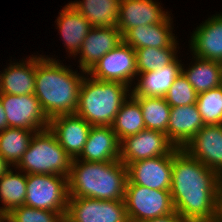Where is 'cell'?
<instances>
[{"instance_id": "cell-1", "label": "cell", "mask_w": 222, "mask_h": 222, "mask_svg": "<svg viewBox=\"0 0 222 222\" xmlns=\"http://www.w3.org/2000/svg\"><path fill=\"white\" fill-rule=\"evenodd\" d=\"M219 178L184 149L175 147L170 189L174 210L187 222H213Z\"/></svg>"}, {"instance_id": "cell-2", "label": "cell", "mask_w": 222, "mask_h": 222, "mask_svg": "<svg viewBox=\"0 0 222 222\" xmlns=\"http://www.w3.org/2000/svg\"><path fill=\"white\" fill-rule=\"evenodd\" d=\"M51 58L36 57L35 92L49 119L75 114L84 76Z\"/></svg>"}, {"instance_id": "cell-3", "label": "cell", "mask_w": 222, "mask_h": 222, "mask_svg": "<svg viewBox=\"0 0 222 222\" xmlns=\"http://www.w3.org/2000/svg\"><path fill=\"white\" fill-rule=\"evenodd\" d=\"M127 180V167L120 160L95 163L75 158L67 177L68 195L69 198L124 200Z\"/></svg>"}, {"instance_id": "cell-4", "label": "cell", "mask_w": 222, "mask_h": 222, "mask_svg": "<svg viewBox=\"0 0 222 222\" xmlns=\"http://www.w3.org/2000/svg\"><path fill=\"white\" fill-rule=\"evenodd\" d=\"M128 85L84 77L76 114L92 126H111L127 100Z\"/></svg>"}, {"instance_id": "cell-5", "label": "cell", "mask_w": 222, "mask_h": 222, "mask_svg": "<svg viewBox=\"0 0 222 222\" xmlns=\"http://www.w3.org/2000/svg\"><path fill=\"white\" fill-rule=\"evenodd\" d=\"M73 159L49 129L35 132L16 168L25 174H55L68 177Z\"/></svg>"}, {"instance_id": "cell-6", "label": "cell", "mask_w": 222, "mask_h": 222, "mask_svg": "<svg viewBox=\"0 0 222 222\" xmlns=\"http://www.w3.org/2000/svg\"><path fill=\"white\" fill-rule=\"evenodd\" d=\"M68 199L66 176L55 174H27L25 206L60 212L66 217Z\"/></svg>"}, {"instance_id": "cell-7", "label": "cell", "mask_w": 222, "mask_h": 222, "mask_svg": "<svg viewBox=\"0 0 222 222\" xmlns=\"http://www.w3.org/2000/svg\"><path fill=\"white\" fill-rule=\"evenodd\" d=\"M124 202L129 222L163 217L175 211L170 190H153L133 183H126Z\"/></svg>"}, {"instance_id": "cell-8", "label": "cell", "mask_w": 222, "mask_h": 222, "mask_svg": "<svg viewBox=\"0 0 222 222\" xmlns=\"http://www.w3.org/2000/svg\"><path fill=\"white\" fill-rule=\"evenodd\" d=\"M8 127L41 131L49 128L50 119L43 111L41 103L33 94H0Z\"/></svg>"}, {"instance_id": "cell-9", "label": "cell", "mask_w": 222, "mask_h": 222, "mask_svg": "<svg viewBox=\"0 0 222 222\" xmlns=\"http://www.w3.org/2000/svg\"><path fill=\"white\" fill-rule=\"evenodd\" d=\"M65 222H129L124 200L69 198Z\"/></svg>"}, {"instance_id": "cell-10", "label": "cell", "mask_w": 222, "mask_h": 222, "mask_svg": "<svg viewBox=\"0 0 222 222\" xmlns=\"http://www.w3.org/2000/svg\"><path fill=\"white\" fill-rule=\"evenodd\" d=\"M93 79L120 82L129 86L138 75L136 51L124 42L106 53L88 72Z\"/></svg>"}, {"instance_id": "cell-11", "label": "cell", "mask_w": 222, "mask_h": 222, "mask_svg": "<svg viewBox=\"0 0 222 222\" xmlns=\"http://www.w3.org/2000/svg\"><path fill=\"white\" fill-rule=\"evenodd\" d=\"M174 148L165 133L145 129L121 140L119 160L127 165L138 160L168 155Z\"/></svg>"}, {"instance_id": "cell-12", "label": "cell", "mask_w": 222, "mask_h": 222, "mask_svg": "<svg viewBox=\"0 0 222 222\" xmlns=\"http://www.w3.org/2000/svg\"><path fill=\"white\" fill-rule=\"evenodd\" d=\"M173 150L168 155L138 160L126 165L127 183L153 190H170L172 185Z\"/></svg>"}, {"instance_id": "cell-13", "label": "cell", "mask_w": 222, "mask_h": 222, "mask_svg": "<svg viewBox=\"0 0 222 222\" xmlns=\"http://www.w3.org/2000/svg\"><path fill=\"white\" fill-rule=\"evenodd\" d=\"M183 149L222 176V124L205 125Z\"/></svg>"}, {"instance_id": "cell-14", "label": "cell", "mask_w": 222, "mask_h": 222, "mask_svg": "<svg viewBox=\"0 0 222 222\" xmlns=\"http://www.w3.org/2000/svg\"><path fill=\"white\" fill-rule=\"evenodd\" d=\"M92 125L75 114L58 115L50 119L49 129L72 159L78 158Z\"/></svg>"}, {"instance_id": "cell-15", "label": "cell", "mask_w": 222, "mask_h": 222, "mask_svg": "<svg viewBox=\"0 0 222 222\" xmlns=\"http://www.w3.org/2000/svg\"><path fill=\"white\" fill-rule=\"evenodd\" d=\"M123 42L122 33L117 26L92 27L85 37L80 54V68L86 74L109 51Z\"/></svg>"}, {"instance_id": "cell-16", "label": "cell", "mask_w": 222, "mask_h": 222, "mask_svg": "<svg viewBox=\"0 0 222 222\" xmlns=\"http://www.w3.org/2000/svg\"><path fill=\"white\" fill-rule=\"evenodd\" d=\"M204 126L196 104L171 107L167 138L175 147L183 149Z\"/></svg>"}, {"instance_id": "cell-17", "label": "cell", "mask_w": 222, "mask_h": 222, "mask_svg": "<svg viewBox=\"0 0 222 222\" xmlns=\"http://www.w3.org/2000/svg\"><path fill=\"white\" fill-rule=\"evenodd\" d=\"M152 0H121L118 10L117 28L122 36L131 28L139 25L157 24L167 18Z\"/></svg>"}, {"instance_id": "cell-18", "label": "cell", "mask_w": 222, "mask_h": 222, "mask_svg": "<svg viewBox=\"0 0 222 222\" xmlns=\"http://www.w3.org/2000/svg\"><path fill=\"white\" fill-rule=\"evenodd\" d=\"M120 144L116 133L111 126H92L78 156L86 162H110L120 158Z\"/></svg>"}, {"instance_id": "cell-19", "label": "cell", "mask_w": 222, "mask_h": 222, "mask_svg": "<svg viewBox=\"0 0 222 222\" xmlns=\"http://www.w3.org/2000/svg\"><path fill=\"white\" fill-rule=\"evenodd\" d=\"M171 17L157 24L139 25L129 29L123 36V42L134 50L139 48L176 47V39L171 33Z\"/></svg>"}, {"instance_id": "cell-20", "label": "cell", "mask_w": 222, "mask_h": 222, "mask_svg": "<svg viewBox=\"0 0 222 222\" xmlns=\"http://www.w3.org/2000/svg\"><path fill=\"white\" fill-rule=\"evenodd\" d=\"M191 37L195 57L222 62V15L208 18Z\"/></svg>"}, {"instance_id": "cell-21", "label": "cell", "mask_w": 222, "mask_h": 222, "mask_svg": "<svg viewBox=\"0 0 222 222\" xmlns=\"http://www.w3.org/2000/svg\"><path fill=\"white\" fill-rule=\"evenodd\" d=\"M182 73V65L177 58L162 69L141 73V80L133 88L132 96L164 97L174 80Z\"/></svg>"}, {"instance_id": "cell-22", "label": "cell", "mask_w": 222, "mask_h": 222, "mask_svg": "<svg viewBox=\"0 0 222 222\" xmlns=\"http://www.w3.org/2000/svg\"><path fill=\"white\" fill-rule=\"evenodd\" d=\"M36 56L27 63H14L0 74V94L26 95L35 92Z\"/></svg>"}, {"instance_id": "cell-23", "label": "cell", "mask_w": 222, "mask_h": 222, "mask_svg": "<svg viewBox=\"0 0 222 222\" xmlns=\"http://www.w3.org/2000/svg\"><path fill=\"white\" fill-rule=\"evenodd\" d=\"M57 24L70 54H78L85 37L92 29L90 22L69 3L60 12Z\"/></svg>"}, {"instance_id": "cell-24", "label": "cell", "mask_w": 222, "mask_h": 222, "mask_svg": "<svg viewBox=\"0 0 222 222\" xmlns=\"http://www.w3.org/2000/svg\"><path fill=\"white\" fill-rule=\"evenodd\" d=\"M121 0H83L70 3L92 25V27L117 26Z\"/></svg>"}, {"instance_id": "cell-25", "label": "cell", "mask_w": 222, "mask_h": 222, "mask_svg": "<svg viewBox=\"0 0 222 222\" xmlns=\"http://www.w3.org/2000/svg\"><path fill=\"white\" fill-rule=\"evenodd\" d=\"M194 66L189 70L182 68L183 75L193 86L197 94L222 85V62L198 57Z\"/></svg>"}, {"instance_id": "cell-26", "label": "cell", "mask_w": 222, "mask_h": 222, "mask_svg": "<svg viewBox=\"0 0 222 222\" xmlns=\"http://www.w3.org/2000/svg\"><path fill=\"white\" fill-rule=\"evenodd\" d=\"M129 96L130 100L122 104L111 125L120 141L146 129L139 102L132 95Z\"/></svg>"}, {"instance_id": "cell-27", "label": "cell", "mask_w": 222, "mask_h": 222, "mask_svg": "<svg viewBox=\"0 0 222 222\" xmlns=\"http://www.w3.org/2000/svg\"><path fill=\"white\" fill-rule=\"evenodd\" d=\"M32 132L36 131L11 127L0 132V155L9 165L17 166L22 160L34 135Z\"/></svg>"}, {"instance_id": "cell-28", "label": "cell", "mask_w": 222, "mask_h": 222, "mask_svg": "<svg viewBox=\"0 0 222 222\" xmlns=\"http://www.w3.org/2000/svg\"><path fill=\"white\" fill-rule=\"evenodd\" d=\"M27 192V174H13L8 169L0 177V199L4 207L0 208V212L8 214L12 209L24 205Z\"/></svg>"}, {"instance_id": "cell-29", "label": "cell", "mask_w": 222, "mask_h": 222, "mask_svg": "<svg viewBox=\"0 0 222 222\" xmlns=\"http://www.w3.org/2000/svg\"><path fill=\"white\" fill-rule=\"evenodd\" d=\"M140 104L146 129L161 131L167 136L171 106L164 97L133 96Z\"/></svg>"}, {"instance_id": "cell-30", "label": "cell", "mask_w": 222, "mask_h": 222, "mask_svg": "<svg viewBox=\"0 0 222 222\" xmlns=\"http://www.w3.org/2000/svg\"><path fill=\"white\" fill-rule=\"evenodd\" d=\"M177 47L167 48H139L136 49L138 74L162 69L176 59L175 51Z\"/></svg>"}, {"instance_id": "cell-31", "label": "cell", "mask_w": 222, "mask_h": 222, "mask_svg": "<svg viewBox=\"0 0 222 222\" xmlns=\"http://www.w3.org/2000/svg\"><path fill=\"white\" fill-rule=\"evenodd\" d=\"M196 106L205 125L222 124V85L197 94Z\"/></svg>"}, {"instance_id": "cell-32", "label": "cell", "mask_w": 222, "mask_h": 222, "mask_svg": "<svg viewBox=\"0 0 222 222\" xmlns=\"http://www.w3.org/2000/svg\"><path fill=\"white\" fill-rule=\"evenodd\" d=\"M7 222H65V217L60 212L22 205L7 214Z\"/></svg>"}, {"instance_id": "cell-33", "label": "cell", "mask_w": 222, "mask_h": 222, "mask_svg": "<svg viewBox=\"0 0 222 222\" xmlns=\"http://www.w3.org/2000/svg\"><path fill=\"white\" fill-rule=\"evenodd\" d=\"M171 107L196 104L197 93L187 78L181 73L164 96Z\"/></svg>"}, {"instance_id": "cell-34", "label": "cell", "mask_w": 222, "mask_h": 222, "mask_svg": "<svg viewBox=\"0 0 222 222\" xmlns=\"http://www.w3.org/2000/svg\"><path fill=\"white\" fill-rule=\"evenodd\" d=\"M213 222H222V176H220L217 186L216 211Z\"/></svg>"}, {"instance_id": "cell-35", "label": "cell", "mask_w": 222, "mask_h": 222, "mask_svg": "<svg viewBox=\"0 0 222 222\" xmlns=\"http://www.w3.org/2000/svg\"><path fill=\"white\" fill-rule=\"evenodd\" d=\"M139 222H187L176 211L173 213L150 220H141Z\"/></svg>"}, {"instance_id": "cell-36", "label": "cell", "mask_w": 222, "mask_h": 222, "mask_svg": "<svg viewBox=\"0 0 222 222\" xmlns=\"http://www.w3.org/2000/svg\"><path fill=\"white\" fill-rule=\"evenodd\" d=\"M6 128H8L7 117L0 100V132L4 131Z\"/></svg>"}, {"instance_id": "cell-37", "label": "cell", "mask_w": 222, "mask_h": 222, "mask_svg": "<svg viewBox=\"0 0 222 222\" xmlns=\"http://www.w3.org/2000/svg\"><path fill=\"white\" fill-rule=\"evenodd\" d=\"M10 168V165L0 155V177Z\"/></svg>"}, {"instance_id": "cell-38", "label": "cell", "mask_w": 222, "mask_h": 222, "mask_svg": "<svg viewBox=\"0 0 222 222\" xmlns=\"http://www.w3.org/2000/svg\"><path fill=\"white\" fill-rule=\"evenodd\" d=\"M7 222V214L1 213L0 212V222Z\"/></svg>"}]
</instances>
